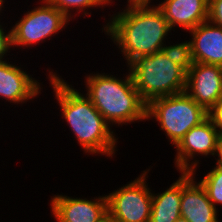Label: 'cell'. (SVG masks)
<instances>
[{
	"mask_svg": "<svg viewBox=\"0 0 222 222\" xmlns=\"http://www.w3.org/2000/svg\"><path fill=\"white\" fill-rule=\"evenodd\" d=\"M47 70L49 75H45L48 76L49 86L54 92L53 97L55 96L56 103L59 104V113L62 112V121L68 124L69 131H73V136L75 135L74 138L83 152L88 156L103 155L113 158L118 151L119 137L114 132L116 129L111 127L80 89L68 84L57 71L54 72L49 67Z\"/></svg>",
	"mask_w": 222,
	"mask_h": 222,
	"instance_id": "cell-1",
	"label": "cell"
},
{
	"mask_svg": "<svg viewBox=\"0 0 222 222\" xmlns=\"http://www.w3.org/2000/svg\"><path fill=\"white\" fill-rule=\"evenodd\" d=\"M105 18L102 33L113 41L128 65L139 56L161 52L172 35L162 11L155 4L125 5ZM171 33V34H169ZM169 37V38H167Z\"/></svg>",
	"mask_w": 222,
	"mask_h": 222,
	"instance_id": "cell-2",
	"label": "cell"
},
{
	"mask_svg": "<svg viewBox=\"0 0 222 222\" xmlns=\"http://www.w3.org/2000/svg\"><path fill=\"white\" fill-rule=\"evenodd\" d=\"M126 70L128 72L123 77L105 72H90L84 76L86 92L83 94L111 127L146 121L147 104L135 88L129 70Z\"/></svg>",
	"mask_w": 222,
	"mask_h": 222,
	"instance_id": "cell-3",
	"label": "cell"
},
{
	"mask_svg": "<svg viewBox=\"0 0 222 222\" xmlns=\"http://www.w3.org/2000/svg\"><path fill=\"white\" fill-rule=\"evenodd\" d=\"M126 66L146 104L185 92L187 72L162 52L136 57Z\"/></svg>",
	"mask_w": 222,
	"mask_h": 222,
	"instance_id": "cell-4",
	"label": "cell"
},
{
	"mask_svg": "<svg viewBox=\"0 0 222 222\" xmlns=\"http://www.w3.org/2000/svg\"><path fill=\"white\" fill-rule=\"evenodd\" d=\"M207 117L208 111L186 92L153 99L146 109V121H156L174 147Z\"/></svg>",
	"mask_w": 222,
	"mask_h": 222,
	"instance_id": "cell-5",
	"label": "cell"
},
{
	"mask_svg": "<svg viewBox=\"0 0 222 222\" xmlns=\"http://www.w3.org/2000/svg\"><path fill=\"white\" fill-rule=\"evenodd\" d=\"M37 3L33 9L27 8L23 16L12 25V49H32L52 39L70 25L71 20L47 0H39Z\"/></svg>",
	"mask_w": 222,
	"mask_h": 222,
	"instance_id": "cell-6",
	"label": "cell"
},
{
	"mask_svg": "<svg viewBox=\"0 0 222 222\" xmlns=\"http://www.w3.org/2000/svg\"><path fill=\"white\" fill-rule=\"evenodd\" d=\"M150 167L134 180L107 193L108 215L115 222H149L152 189L148 186Z\"/></svg>",
	"mask_w": 222,
	"mask_h": 222,
	"instance_id": "cell-7",
	"label": "cell"
},
{
	"mask_svg": "<svg viewBox=\"0 0 222 222\" xmlns=\"http://www.w3.org/2000/svg\"><path fill=\"white\" fill-rule=\"evenodd\" d=\"M219 136V131L209 117L187 132L174 147V167L179 174L191 172L196 175L199 165L202 164L198 159L214 157Z\"/></svg>",
	"mask_w": 222,
	"mask_h": 222,
	"instance_id": "cell-8",
	"label": "cell"
},
{
	"mask_svg": "<svg viewBox=\"0 0 222 222\" xmlns=\"http://www.w3.org/2000/svg\"><path fill=\"white\" fill-rule=\"evenodd\" d=\"M50 200L51 217L56 222H101L108 216L106 194L83 199L56 193Z\"/></svg>",
	"mask_w": 222,
	"mask_h": 222,
	"instance_id": "cell-9",
	"label": "cell"
},
{
	"mask_svg": "<svg viewBox=\"0 0 222 222\" xmlns=\"http://www.w3.org/2000/svg\"><path fill=\"white\" fill-rule=\"evenodd\" d=\"M9 60L0 62V99L23 106L42 94L43 83L24 70L23 65L18 66Z\"/></svg>",
	"mask_w": 222,
	"mask_h": 222,
	"instance_id": "cell-10",
	"label": "cell"
},
{
	"mask_svg": "<svg viewBox=\"0 0 222 222\" xmlns=\"http://www.w3.org/2000/svg\"><path fill=\"white\" fill-rule=\"evenodd\" d=\"M185 92L209 111L222 97V67L194 62L187 72Z\"/></svg>",
	"mask_w": 222,
	"mask_h": 222,
	"instance_id": "cell-11",
	"label": "cell"
},
{
	"mask_svg": "<svg viewBox=\"0 0 222 222\" xmlns=\"http://www.w3.org/2000/svg\"><path fill=\"white\" fill-rule=\"evenodd\" d=\"M197 178L191 172H182L181 216L189 222H222L218 219L220 211Z\"/></svg>",
	"mask_w": 222,
	"mask_h": 222,
	"instance_id": "cell-12",
	"label": "cell"
},
{
	"mask_svg": "<svg viewBox=\"0 0 222 222\" xmlns=\"http://www.w3.org/2000/svg\"><path fill=\"white\" fill-rule=\"evenodd\" d=\"M156 6L174 32L176 28L188 32L209 18V0H163Z\"/></svg>",
	"mask_w": 222,
	"mask_h": 222,
	"instance_id": "cell-13",
	"label": "cell"
},
{
	"mask_svg": "<svg viewBox=\"0 0 222 222\" xmlns=\"http://www.w3.org/2000/svg\"><path fill=\"white\" fill-rule=\"evenodd\" d=\"M188 32L194 62L222 67V27L208 20Z\"/></svg>",
	"mask_w": 222,
	"mask_h": 222,
	"instance_id": "cell-14",
	"label": "cell"
},
{
	"mask_svg": "<svg viewBox=\"0 0 222 222\" xmlns=\"http://www.w3.org/2000/svg\"><path fill=\"white\" fill-rule=\"evenodd\" d=\"M169 188L155 193L152 190V207L149 222H175L181 216L182 172Z\"/></svg>",
	"mask_w": 222,
	"mask_h": 222,
	"instance_id": "cell-15",
	"label": "cell"
},
{
	"mask_svg": "<svg viewBox=\"0 0 222 222\" xmlns=\"http://www.w3.org/2000/svg\"><path fill=\"white\" fill-rule=\"evenodd\" d=\"M51 5L55 6L63 12L71 21L75 16L81 14L85 17H91L95 7L103 9L109 7L107 0H47ZM103 8V9H102ZM90 10V11H89ZM74 12V13H73ZM77 14V15H76Z\"/></svg>",
	"mask_w": 222,
	"mask_h": 222,
	"instance_id": "cell-16",
	"label": "cell"
},
{
	"mask_svg": "<svg viewBox=\"0 0 222 222\" xmlns=\"http://www.w3.org/2000/svg\"><path fill=\"white\" fill-rule=\"evenodd\" d=\"M167 43L161 48V52L188 72L189 68L194 64L190 41L172 43L173 45L168 41Z\"/></svg>",
	"mask_w": 222,
	"mask_h": 222,
	"instance_id": "cell-17",
	"label": "cell"
},
{
	"mask_svg": "<svg viewBox=\"0 0 222 222\" xmlns=\"http://www.w3.org/2000/svg\"><path fill=\"white\" fill-rule=\"evenodd\" d=\"M206 171L207 174L205 173L202 179L197 180L205 188L209 200L218 210V206H222V168L214 166L209 172Z\"/></svg>",
	"mask_w": 222,
	"mask_h": 222,
	"instance_id": "cell-18",
	"label": "cell"
},
{
	"mask_svg": "<svg viewBox=\"0 0 222 222\" xmlns=\"http://www.w3.org/2000/svg\"><path fill=\"white\" fill-rule=\"evenodd\" d=\"M1 21L2 18H0V62L10 59L6 57L9 56L10 54L8 53H10V51L13 50L11 49L12 48L11 27L8 29L7 28L8 25L5 26V24H3Z\"/></svg>",
	"mask_w": 222,
	"mask_h": 222,
	"instance_id": "cell-19",
	"label": "cell"
},
{
	"mask_svg": "<svg viewBox=\"0 0 222 222\" xmlns=\"http://www.w3.org/2000/svg\"><path fill=\"white\" fill-rule=\"evenodd\" d=\"M208 20L222 27V0H209V18Z\"/></svg>",
	"mask_w": 222,
	"mask_h": 222,
	"instance_id": "cell-20",
	"label": "cell"
},
{
	"mask_svg": "<svg viewBox=\"0 0 222 222\" xmlns=\"http://www.w3.org/2000/svg\"><path fill=\"white\" fill-rule=\"evenodd\" d=\"M208 117L219 133L222 134V97L209 109Z\"/></svg>",
	"mask_w": 222,
	"mask_h": 222,
	"instance_id": "cell-21",
	"label": "cell"
},
{
	"mask_svg": "<svg viewBox=\"0 0 222 222\" xmlns=\"http://www.w3.org/2000/svg\"><path fill=\"white\" fill-rule=\"evenodd\" d=\"M214 157H215L216 165H213V166H218L222 168V134H220L218 138L216 152H215Z\"/></svg>",
	"mask_w": 222,
	"mask_h": 222,
	"instance_id": "cell-22",
	"label": "cell"
},
{
	"mask_svg": "<svg viewBox=\"0 0 222 222\" xmlns=\"http://www.w3.org/2000/svg\"><path fill=\"white\" fill-rule=\"evenodd\" d=\"M154 0H127L125 3L126 5H142V4H154L155 2H152ZM109 7L113 6L112 3L115 2L114 0H107Z\"/></svg>",
	"mask_w": 222,
	"mask_h": 222,
	"instance_id": "cell-23",
	"label": "cell"
},
{
	"mask_svg": "<svg viewBox=\"0 0 222 222\" xmlns=\"http://www.w3.org/2000/svg\"><path fill=\"white\" fill-rule=\"evenodd\" d=\"M5 2H7L8 3V1L7 0H0V18H3L2 16L3 15H1V13L3 14L4 12L3 11H6V7H5ZM5 9V10H4Z\"/></svg>",
	"mask_w": 222,
	"mask_h": 222,
	"instance_id": "cell-24",
	"label": "cell"
},
{
	"mask_svg": "<svg viewBox=\"0 0 222 222\" xmlns=\"http://www.w3.org/2000/svg\"><path fill=\"white\" fill-rule=\"evenodd\" d=\"M101 222H115L109 215L104 218Z\"/></svg>",
	"mask_w": 222,
	"mask_h": 222,
	"instance_id": "cell-25",
	"label": "cell"
},
{
	"mask_svg": "<svg viewBox=\"0 0 222 222\" xmlns=\"http://www.w3.org/2000/svg\"><path fill=\"white\" fill-rule=\"evenodd\" d=\"M175 222H189L186 218L180 216Z\"/></svg>",
	"mask_w": 222,
	"mask_h": 222,
	"instance_id": "cell-26",
	"label": "cell"
}]
</instances>
